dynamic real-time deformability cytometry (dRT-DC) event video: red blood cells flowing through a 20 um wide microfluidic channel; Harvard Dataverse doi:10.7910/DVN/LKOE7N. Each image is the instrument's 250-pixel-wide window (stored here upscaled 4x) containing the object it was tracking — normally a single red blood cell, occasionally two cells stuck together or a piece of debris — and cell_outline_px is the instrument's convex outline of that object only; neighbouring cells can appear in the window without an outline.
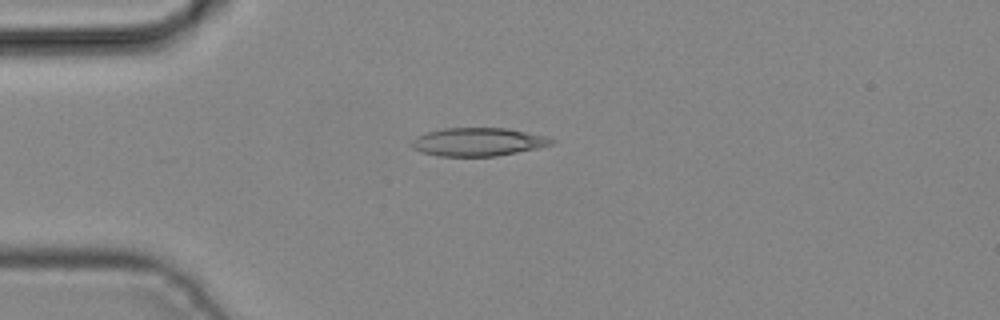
{"species": "common noctule bat (a hibernating species)", "species_latin": "Nyctalus noctula", "temperature_condition": "cold", "stored_images_in_passage": 4, "camera_frame_rate_fps": 3000, "um_per_image_px": 0.085, "animal": {"sex": "male", "body_mass_g": 19.2, "forearm_length_mm": 51.8}, "frame": {"image": 1, "passage_image": 4, "time_ms": 1.0, "image_size_px": [1000, 320], "cell_outline_px": [[556, 140], [552, 144], [536, 148], [496, 156], [440, 156], [420, 152], [412, 148], [408, 144], [416, 136], [428, 132], [444, 128], [508, 128], [548, 136]], "centroid_in_image_um": [40.61, 12.06], "position_along_channel_um": 44.4, "area_um2": 23.12}}